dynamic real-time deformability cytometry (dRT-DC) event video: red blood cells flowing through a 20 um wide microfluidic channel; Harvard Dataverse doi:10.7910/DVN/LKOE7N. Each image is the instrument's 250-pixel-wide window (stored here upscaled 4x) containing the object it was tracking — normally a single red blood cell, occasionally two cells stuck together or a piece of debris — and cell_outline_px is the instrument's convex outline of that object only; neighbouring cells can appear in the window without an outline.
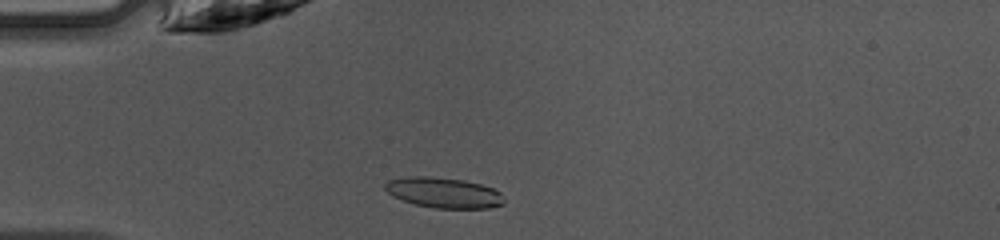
{"species": "common noctule bat (a hibernating species)", "species_latin": "Nyctalus noctula", "temperature_condition": "warm", "stored_images_in_passage": 39, "camera_frame_rate_fps": 3000, "um_per_image_px": 0.085, "animal": {"sex": "female", "body_mass_g": 10.0, "forearm_length_mm": 53.1}, "frame": {"image": 1, "passage_image": 5, "time_ms": 1.333, "image_size_px": [1000, 240], "cell_outline_px": [[504, 204], [488, 208], [436, 208], [416, 204], [392, 196], [384, 188], [384, 184], [388, 180], [408, 176], [424, 176], [464, 180], [480, 184], [492, 188], [500, 192], [504, 200]], "centroid_in_image_um": [37.71, 16.37], "position_along_channel_um": 47.3, "area_um2": 20.92}}
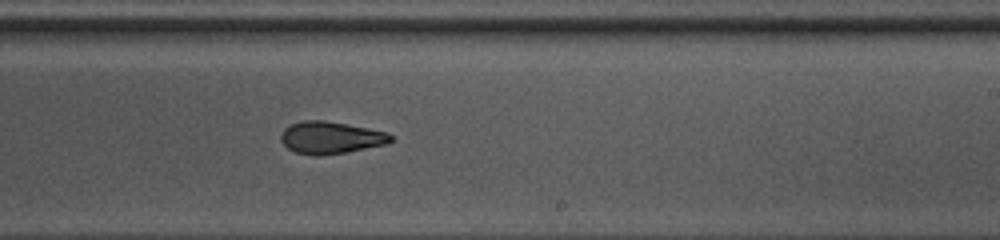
{"frame": {"image": 2, "passage_image": 21, "time_ms": 6.667, "image_size_px": [1000, 240], "cell_outline_px": [[392, 140], [388, 144], [344, 152], [320, 156], [312, 156], [296, 152], [288, 148], [280, 140], [280, 136], [284, 128], [292, 124], [304, 120], [324, 120], [368, 128], [388, 132], [392, 136]], "centroid_in_image_um": [28.1, 11.7], "position_along_channel_um": 260.9, "area_um2": 20.58}}
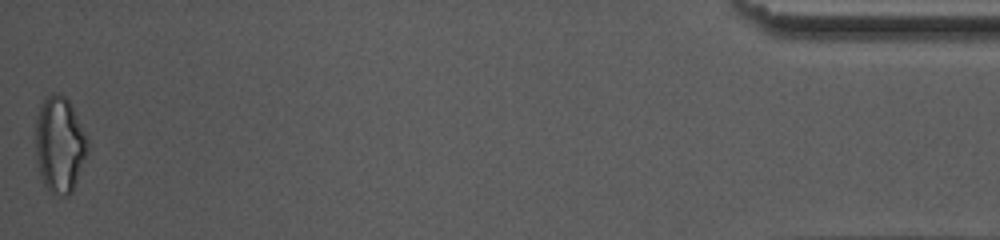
{"frame": {"image": 3, "passage_image": 39, "time_ms": 12.667, "image_size_px": [1000, 240], "cell_outline_px": [[88, 152], [72, 192], [68, 196], [64, 196], [52, 192], [44, 184], [40, 176], [36, 160], [36, 116], [40, 104], [44, 96], [52, 92], [56, 92], [64, 96], [72, 104], [88, 136]], "centroid_in_image_um": [5.08, 12.23], "position_along_channel_um": 430.1, "area_um2": 29.65}, "authors_computed_cell_mechanics": {"area_um2": 21.1548, "velocity_mm_per_s": 4.2785, "shape_relaxation_time_tau1_ms": 2.5079, "shape_relaxation_time_tau2_ms": 2.6182, "deformation_change_tau1": 0.1493, "deformation_change_tau2": 0.1099}}